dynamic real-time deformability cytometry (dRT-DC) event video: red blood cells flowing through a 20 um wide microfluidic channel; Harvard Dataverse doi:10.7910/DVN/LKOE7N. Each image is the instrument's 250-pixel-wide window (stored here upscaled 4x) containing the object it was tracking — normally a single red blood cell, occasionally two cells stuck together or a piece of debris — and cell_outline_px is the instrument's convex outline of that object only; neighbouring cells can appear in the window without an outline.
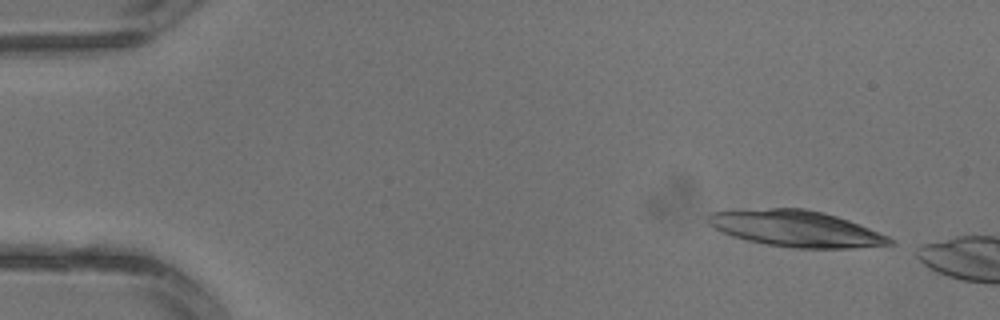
{"species": "common noctule bat (a hibernating species)", "species_latin": "Nyctalus noctula", "temperature_condition": "warm", "stored_images_in_passage": 3, "camera_frame_rate_fps": 3000, "um_per_image_px": 0.085, "animal": {"sex": "male", "body_mass_g": 13.3}, "frame": {"image": 1, "passage_image": 1, "time_ms": 0.0, "image_size_px": [1000, 320], "cell_outline_px": [[896, 244], [852, 248], [796, 248], [768, 244], [748, 240], [732, 236], [708, 224], [708, 216], [712, 212], [772, 208], [804, 208], [824, 212], [848, 220], [888, 236], [896, 240]], "centroid_in_image_um": [67.72, 19.44], "position_along_channel_um": 17.3, "area_um2": 37.92}}